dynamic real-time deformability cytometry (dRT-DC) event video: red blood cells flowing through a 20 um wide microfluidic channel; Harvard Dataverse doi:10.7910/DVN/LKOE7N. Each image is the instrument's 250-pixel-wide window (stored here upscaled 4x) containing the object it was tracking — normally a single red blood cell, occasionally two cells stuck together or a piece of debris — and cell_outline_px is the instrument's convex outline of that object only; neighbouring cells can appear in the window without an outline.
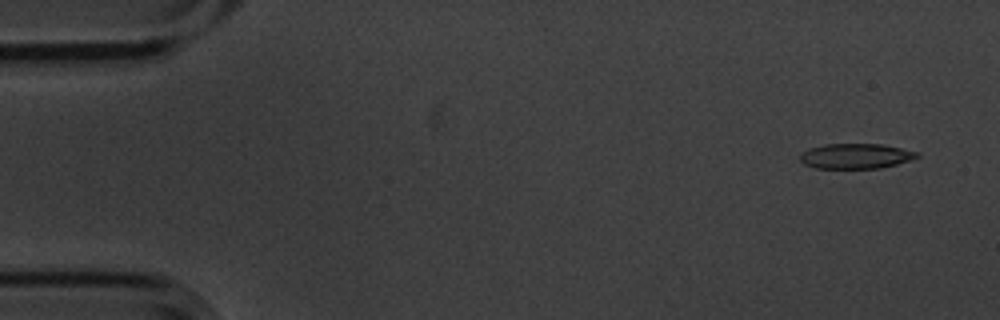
{"species": "common noctule bat (a hibernating species)", "species_latin": "Nyctalus noctula", "temperature_condition": "cold", "stored_images_in_passage": 51, "camera_frame_rate_fps": 3000, "um_per_image_px": 0.085, "animal": {"sex": "male", "body_mass_g": 20.1, "forearm_length_mm": 53.5}, "frame": {"image": 1, "passage_image": 1, "time_ms": 0.0, "image_size_px": [1000, 320], "cell_outline_px": [[920, 156], [896, 164], [880, 168], [816, 168], [804, 164], [800, 160], [800, 152], [808, 148], [824, 144], [884, 144], [916, 152]], "centroid_in_image_um": [72.67, 13.26], "position_along_channel_um": 12.3, "area_um2": 17.05}}
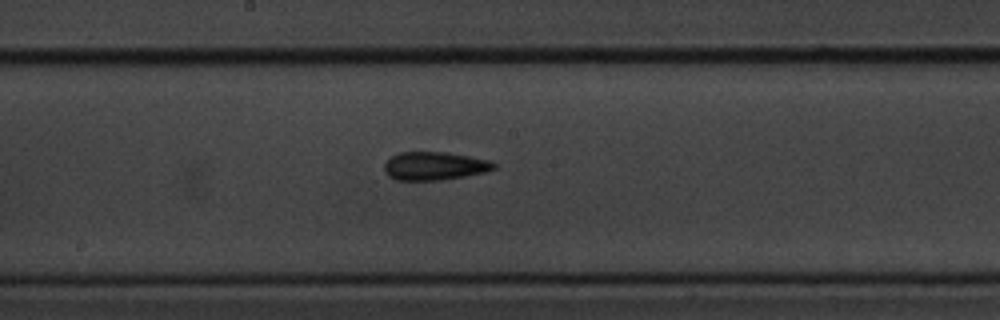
{"frame": {"image": 2, "passage_image": 27, "time_ms": 8.667, "image_size_px": [1000, 320], "cell_outline_px": [[496, 168], [484, 172], [464, 176], [440, 180], [396, 180], [388, 176], [384, 172], [384, 164], [392, 156], [400, 152], [448, 152], [492, 160], [496, 164]], "centroid_in_image_um": [36.94, 14.1], "position_along_channel_um": 211.3, "area_um2": 18.15}}
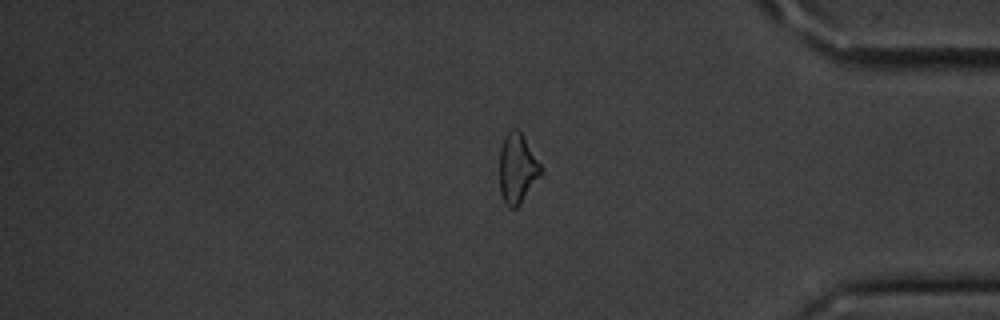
{"frame": {"image": 3, "passage_image": 44, "time_ms": 14.333, "image_size_px": [1000, 320], "cell_outline_px": [[544, 172], [520, 204], [516, 208], [508, 208], [504, 204], [500, 192], [500, 148], [504, 136], [508, 132], [516, 128], [520, 132], [540, 164]], "centroid_in_image_um": [43.96, 14.38], "position_along_channel_um": 391.2, "area_um2": 16.76}}